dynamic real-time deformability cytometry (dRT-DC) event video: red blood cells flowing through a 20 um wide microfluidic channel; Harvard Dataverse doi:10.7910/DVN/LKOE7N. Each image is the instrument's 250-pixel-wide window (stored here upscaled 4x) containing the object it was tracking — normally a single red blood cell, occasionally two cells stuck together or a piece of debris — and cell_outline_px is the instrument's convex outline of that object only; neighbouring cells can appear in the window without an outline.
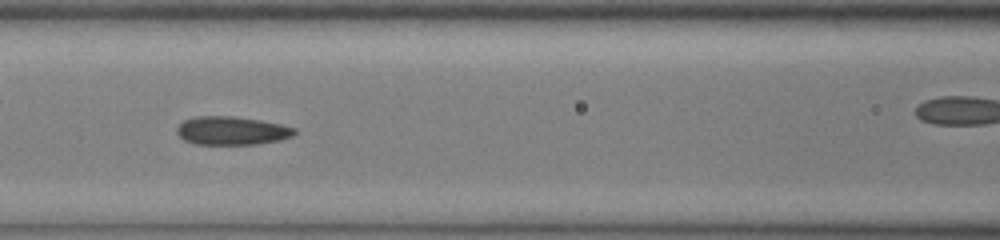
{"species": "common noctule bat (a hibernating species)", "species_latin": "Nyctalus noctula", "temperature_condition": "cold", "stored_images_in_passage": 37, "camera_frame_rate_fps": 3000, "um_per_image_px": 0.085, "animal": {"sex": "male", "body_mass_g": 13.0, "forearm_length_mm": 53.1}, "frame": {"image": 1, "passage_image": 16, "time_ms": 5.0, "image_size_px": [1000, 240], "cell_outline_px": [[296, 132], [292, 136], [280, 140], [256, 144], [196, 144], [184, 140], [176, 132], [176, 128], [184, 120], [196, 116], [232, 116], [260, 120], [280, 124], [296, 128]], "centroid_in_image_um": [19.69, 11.1], "position_along_channel_um": 146.9, "area_um2": 19.42}}